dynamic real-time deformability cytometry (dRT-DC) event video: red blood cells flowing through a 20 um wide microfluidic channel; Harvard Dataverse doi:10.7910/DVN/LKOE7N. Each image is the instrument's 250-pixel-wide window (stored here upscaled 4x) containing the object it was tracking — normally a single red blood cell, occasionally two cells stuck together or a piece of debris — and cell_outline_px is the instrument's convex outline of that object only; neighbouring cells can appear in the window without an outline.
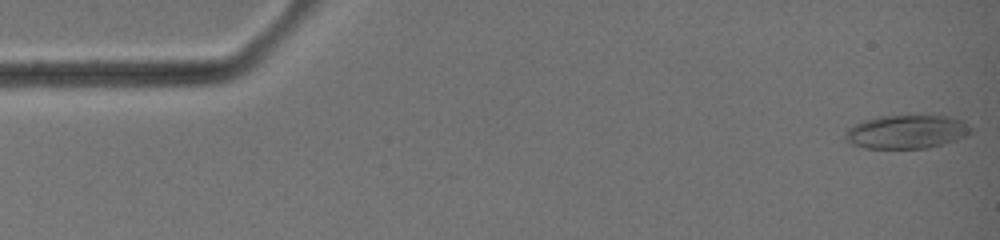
{"species": "common noctule bat (a hibernating species)", "species_latin": "Nyctalus noctula", "temperature_condition": "warm", "stored_images_in_passage": 41, "camera_frame_rate_fps": 3000, "um_per_image_px": 0.085, "animal": {"sex": "female", "body_mass_g": 19.0, "forearm_length_mm": 51.5}, "frame": {"image": 1, "passage_image": 1, "time_ms": 0.0, "image_size_px": [1000, 240], "cell_outline_px": [[972, 132], [956, 140], [928, 148], [864, 148], [848, 144], [844, 140], [844, 132], [848, 128], [864, 120], [880, 116], [908, 112], [948, 116], [960, 120], [972, 128]], "centroid_in_image_um": [77.02, 11.16], "position_along_channel_um": 8.0, "area_um2": 25.55}}
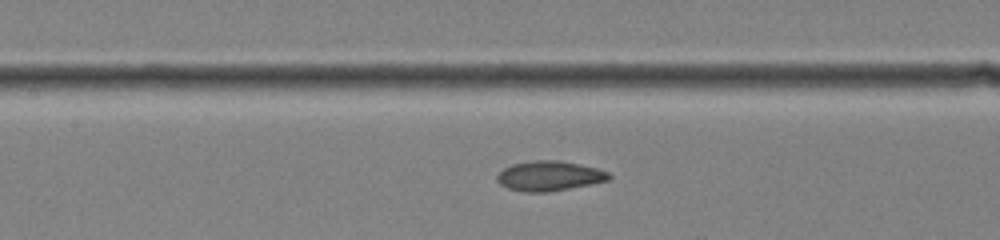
{"frame": {"image": 2, "passage_image": 19, "time_ms": 6.0, "image_size_px": [1000, 240], "cell_outline_px": [[612, 180], [592, 184], [548, 192], [524, 192], [508, 188], [500, 184], [496, 180], [496, 176], [504, 168], [512, 164], [532, 160], [560, 160], [580, 164], [596, 168], [608, 172], [612, 176]], "centroid_in_image_um": [46.71, 14.95], "position_along_channel_um": 160.7, "area_um2": 19.65}}
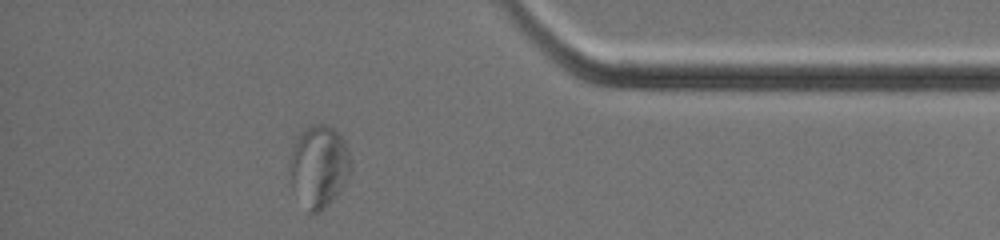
{"frame": {"image": 3, "passage_image": 36, "time_ms": 11.667, "image_size_px": [1000, 240], "cell_outline_px": [[352, 172], [336, 196], [320, 212], [308, 212], [292, 188], [288, 172], [288, 160], [292, 148], [300, 132], [316, 124], [324, 124], [332, 128], [344, 140], [352, 160]], "centroid_in_image_um": [27.09, 14.15], "position_along_channel_um": 408.1, "area_um2": 29.48}}